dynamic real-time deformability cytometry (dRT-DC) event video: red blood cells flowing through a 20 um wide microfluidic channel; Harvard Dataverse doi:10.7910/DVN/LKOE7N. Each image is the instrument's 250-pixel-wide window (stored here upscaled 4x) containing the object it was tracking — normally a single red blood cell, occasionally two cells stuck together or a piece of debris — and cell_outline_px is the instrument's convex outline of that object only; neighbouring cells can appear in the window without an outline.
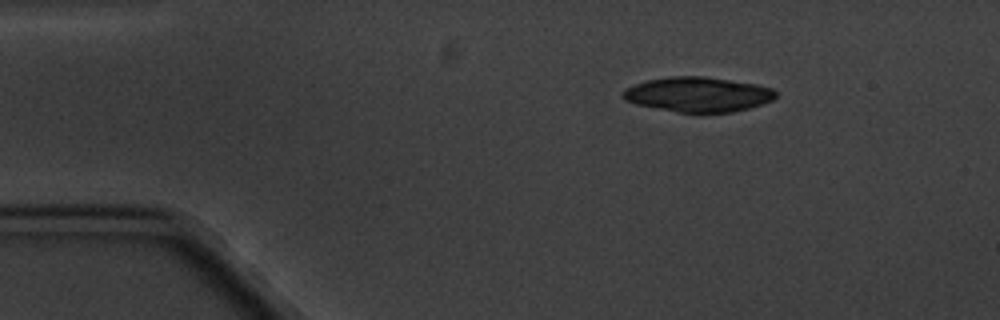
{"species": "common noctule bat (a hibernating species)", "species_latin": "Nyctalus noctula", "temperature_condition": "cold", "stored_images_in_passage": 3, "camera_frame_rate_fps": 3000, "um_per_image_px": 0.085, "animal": {"sex": "male", "body_mass_g": 20.1, "forearm_length_mm": 53.5}, "frame": {"image": 1, "passage_image": 1, "time_ms": 0.0, "image_size_px": [1000, 320], "cell_outline_px": [[776, 96], [772, 100], [748, 108], [732, 112], [680, 112], [636, 104], [624, 100], [620, 96], [624, 88], [648, 80], [672, 76], [704, 76], [756, 84], [772, 88], [776, 92]], "centroid_in_image_um": [59.3, 8.02], "position_along_channel_um": 25.7, "area_um2": 30.75}}